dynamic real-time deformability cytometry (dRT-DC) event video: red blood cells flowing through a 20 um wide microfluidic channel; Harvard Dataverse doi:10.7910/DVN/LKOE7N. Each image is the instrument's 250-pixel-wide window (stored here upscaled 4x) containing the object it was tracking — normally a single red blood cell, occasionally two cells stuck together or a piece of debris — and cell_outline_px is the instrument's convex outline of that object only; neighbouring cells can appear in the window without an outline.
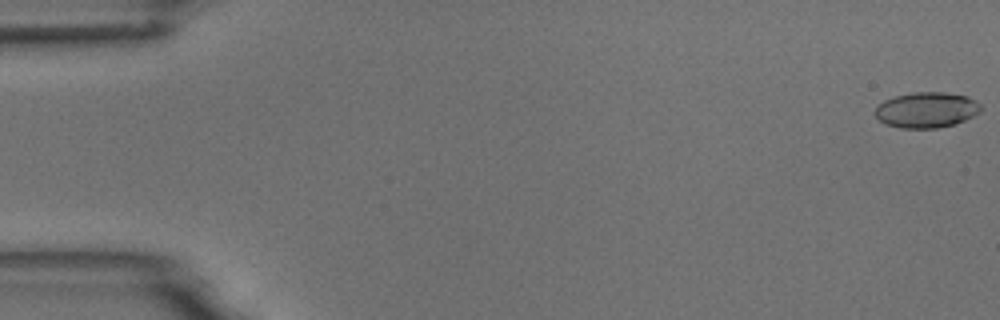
{"species": "common noctule bat (a hibernating species)", "species_latin": "Nyctalus noctula", "temperature_condition": "room temperature", "stored_images_in_passage": 5, "camera_frame_rate_fps": 3000, "um_per_image_px": 0.085, "animal": {"sex": "male", "body_mass_g": 18.8}, "frame": {"image": 1, "passage_image": 1, "time_ms": 0.0, "image_size_px": [1000, 320], "cell_outline_px": [[984, 108], [980, 112], [964, 120], [952, 124], [936, 128], [900, 128], [884, 124], [872, 112], [884, 100], [896, 96], [912, 92], [944, 92], [968, 96], [976, 100]], "centroid_in_image_um": [78.76, 9.34], "position_along_channel_um": 6.2, "area_um2": 22.02}}
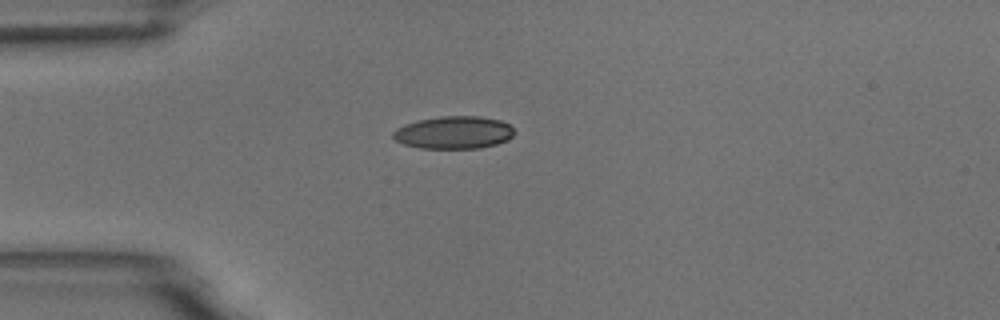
{"frame": {"image": 2, "passage_image": 5, "time_ms": 4.667, "image_size_px": [1000, 320], "cell_outline_px": [[516, 132], [508, 140], [496, 144], [480, 148], [420, 148], [404, 144], [396, 140], [392, 136], [392, 132], [396, 128], [416, 120], [440, 116], [480, 116], [500, 120], [508, 124]], "centroid_in_image_um": [38.57, 11.26], "position_along_channel_um": 46.4, "area_um2": 23.12}}